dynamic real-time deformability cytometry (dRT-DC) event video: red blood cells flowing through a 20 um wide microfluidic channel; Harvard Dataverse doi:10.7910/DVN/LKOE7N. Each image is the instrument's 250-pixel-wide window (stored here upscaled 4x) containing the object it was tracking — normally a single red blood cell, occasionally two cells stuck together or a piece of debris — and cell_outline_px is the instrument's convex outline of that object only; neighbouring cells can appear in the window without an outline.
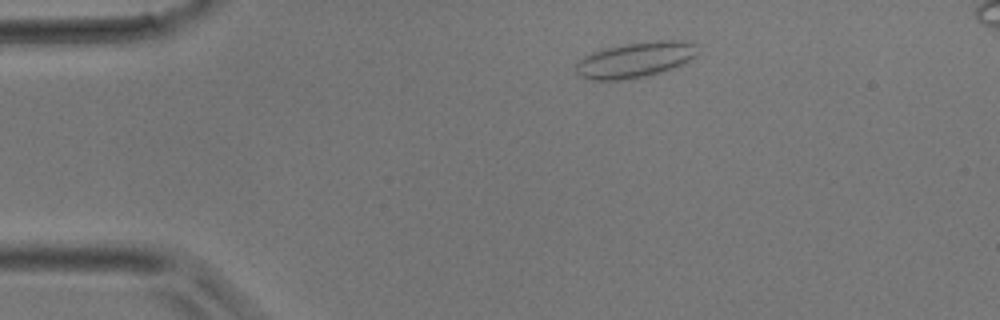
{"species": "common noctule bat (a hibernating species)", "species_latin": "Nyctalus noctula", "temperature_condition": "room temperature", "stored_images_in_passage": 3, "camera_frame_rate_fps": 3000, "um_per_image_px": 0.085, "animal": {"sex": "male", "body_mass_g": 17.9}, "frame": {"image": 1, "passage_image": 3, "time_ms": 2.333, "image_size_px": [1000, 320], "cell_outline_px": [[696, 56], [692, 60], [684, 64], [660, 72], [644, 76], [620, 80], [588, 80], [580, 76], [572, 68], [584, 56], [592, 52], [624, 44], [656, 40], [680, 40], [696, 44]], "centroid_in_image_um": [53.98, 5.09], "position_along_channel_um": 31.0, "area_um2": 25.2}}